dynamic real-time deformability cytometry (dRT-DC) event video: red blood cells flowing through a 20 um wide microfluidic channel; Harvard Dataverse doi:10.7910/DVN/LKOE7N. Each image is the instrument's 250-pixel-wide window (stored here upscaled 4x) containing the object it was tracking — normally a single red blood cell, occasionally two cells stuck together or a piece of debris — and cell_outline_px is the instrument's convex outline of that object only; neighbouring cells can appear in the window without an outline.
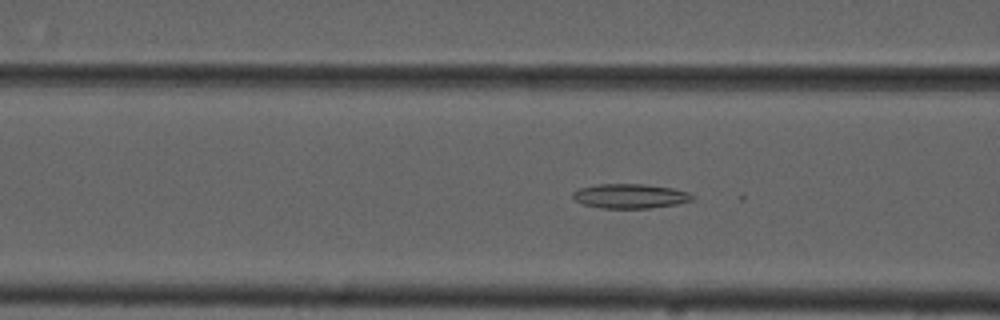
{"species": "common noctule bat (a hibernating species)", "species_latin": "Nyctalus noctula", "temperature_condition": "cold", "stored_images_in_passage": 55, "camera_frame_rate_fps": 3000, "um_per_image_px": 0.085, "animal": {"sex": "male", "forearm_length_mm": 52.5}, "frame": {"image": 1, "passage_image": 22, "time_ms": 7.0, "image_size_px": [1000, 320], "cell_outline_px": [[692, 200], [676, 204], [648, 208], [600, 208], [584, 204], [576, 200], [572, 196], [572, 192], [580, 188], [600, 184], [644, 184], [672, 188], [688, 192], [692, 196]], "centroid_in_image_um": [53.54, 16.66], "position_along_channel_um": 113.1, "area_um2": 16.82}}
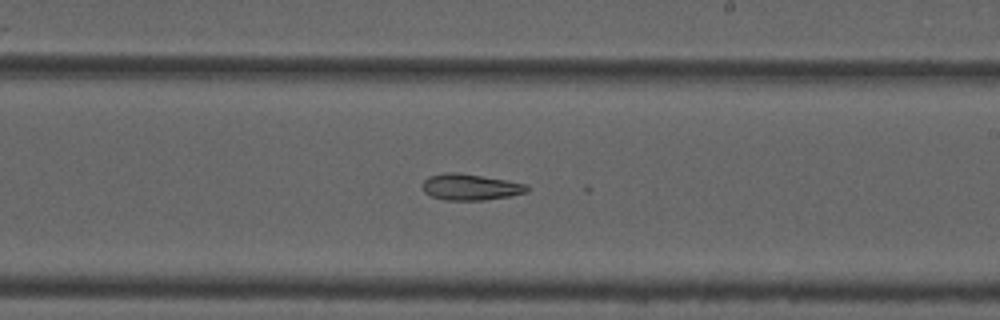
{"frame": {"image": 2, "passage_image": 33, "time_ms": 10.667, "image_size_px": [1000, 320], "cell_outline_px": [[528, 192], [512, 196], [484, 200], [444, 200], [432, 196], [424, 192], [424, 180], [428, 176], [444, 172], [456, 172], [504, 180], [524, 184], [528, 188]], "centroid_in_image_um": [39.96, 15.9], "position_along_channel_um": 249.0, "area_um2": 15.78}}
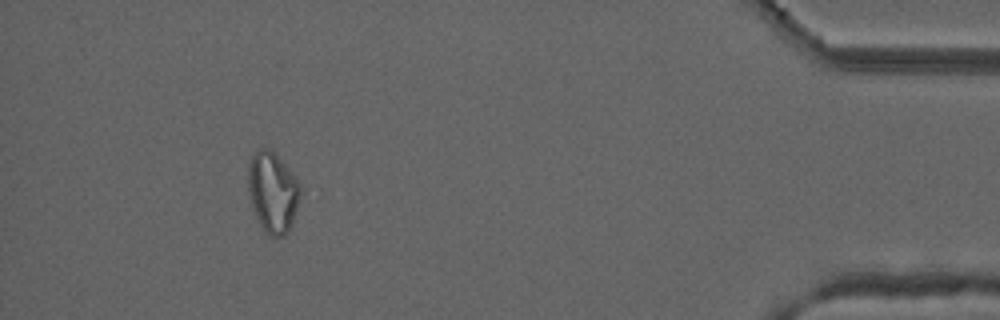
{"frame": {"image": 3, "passage_image": 51, "time_ms": 16.667, "image_size_px": [1000, 320], "cell_outline_px": [[300, 192], [292, 224], [288, 232], [284, 236], [268, 236], [260, 224], [256, 216], [248, 192], [248, 164], [252, 156], [260, 148], [268, 148], [284, 164], [300, 184]], "centroid_in_image_um": [23.16, 16.36], "position_along_channel_um": 412.0, "area_um2": 23.99}, "authors_computed_cell_mechanics": {"area_um2": 19.5942, "velocity_mm_per_s": 3.7108, "shape_relaxation_time_tau1_ms": null, "shape_relaxation_time_tau2_ms": 10.1946, "deformation_change_tau1": null, "deformation_change_tau2": 0.1855}}